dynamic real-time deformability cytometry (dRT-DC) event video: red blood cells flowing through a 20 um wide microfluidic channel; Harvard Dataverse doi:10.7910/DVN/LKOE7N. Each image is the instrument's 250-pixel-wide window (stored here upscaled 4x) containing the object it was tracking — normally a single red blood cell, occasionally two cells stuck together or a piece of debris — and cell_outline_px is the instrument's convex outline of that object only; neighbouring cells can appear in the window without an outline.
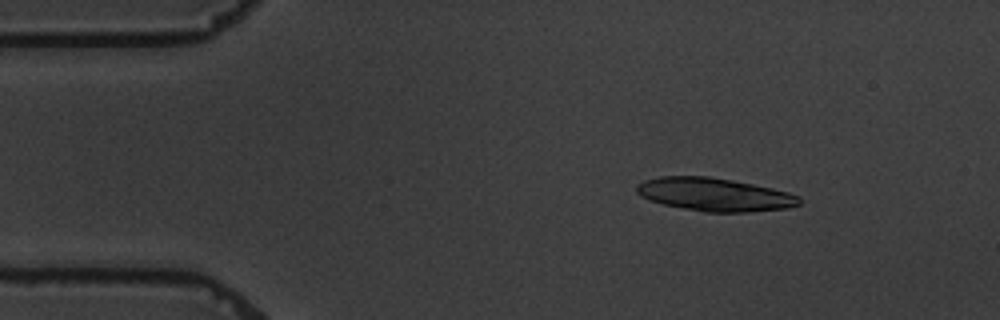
{"species": "common noctule bat (a hibernating species)", "species_latin": "Nyctalus noctula", "temperature_condition": "warm", "stored_images_in_passage": 6, "camera_frame_rate_fps": 3000, "um_per_image_px": 0.085, "animal": {"sex": "male", "body_mass_g": 19.5, "forearm_length_mm": 54.6}, "frame": {"image": 1, "passage_image": 3, "time_ms": 2.333, "image_size_px": [1000, 320], "cell_outline_px": [[800, 204], [788, 208], [748, 212], [704, 212], [664, 204], [640, 196], [636, 192], [636, 184], [644, 180], [660, 176], [708, 176], [732, 180], [772, 188], [788, 192], [800, 196]], "centroid_in_image_um": [60.73, 16.53], "position_along_channel_um": 24.3, "area_um2": 31.39}}
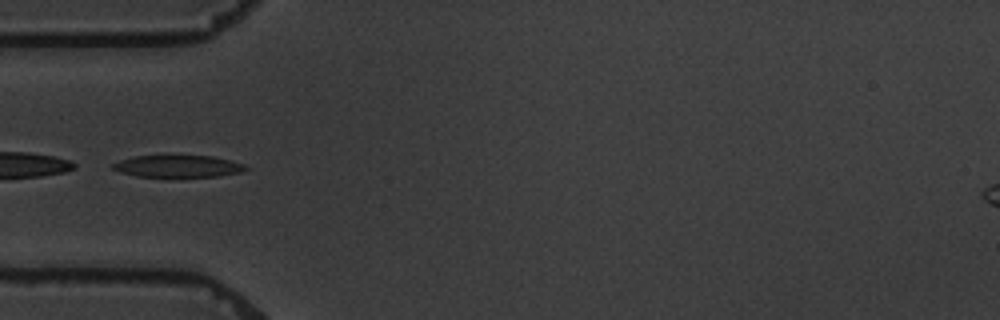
{"frame": {"image": 2, "passage_image": 5, "time_ms": 5.667, "image_size_px": [1000, 320], "cell_outline_px": [[248, 168], [240, 172], [220, 176], [180, 180], [136, 176], [120, 172], [112, 168], [112, 164], [120, 160], [132, 156], [212, 156], [244, 164]], "centroid_in_image_um": [15.11, 14.19], "position_along_channel_um": 69.9, "area_um2": 17.92}}